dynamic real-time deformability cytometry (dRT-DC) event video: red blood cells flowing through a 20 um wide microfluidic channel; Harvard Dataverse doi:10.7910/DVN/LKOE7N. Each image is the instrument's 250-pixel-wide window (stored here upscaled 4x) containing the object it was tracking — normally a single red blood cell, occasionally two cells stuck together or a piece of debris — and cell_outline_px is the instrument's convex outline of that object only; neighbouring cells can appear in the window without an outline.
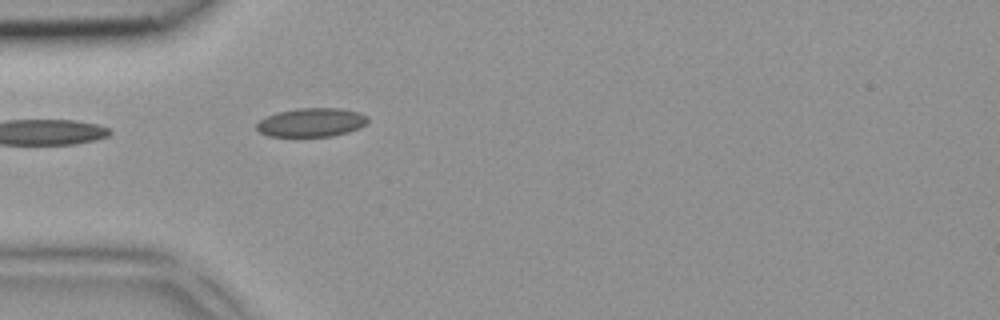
{"species": "common noctule bat (a hibernating species)", "species_latin": "Nyctalus noctula", "temperature_condition": "room temperature", "stored_images_in_passage": 4, "camera_frame_rate_fps": 3000, "um_per_image_px": 0.085, "animal": {"sex": "female", "body_mass_g": 18.4}, "frame": {"image": 1, "passage_image": 4, "time_ms": 1.0, "image_size_px": [1000, 320], "cell_outline_px": [[368, 120], [360, 128], [348, 132], [332, 136], [268, 136], [260, 132], [256, 128], [256, 124], [260, 120], [268, 116], [280, 112], [300, 108], [340, 108], [360, 112], [368, 116]], "centroid_in_image_um": [26.5, 10.4], "position_along_channel_um": 58.5, "area_um2": 18.5}}